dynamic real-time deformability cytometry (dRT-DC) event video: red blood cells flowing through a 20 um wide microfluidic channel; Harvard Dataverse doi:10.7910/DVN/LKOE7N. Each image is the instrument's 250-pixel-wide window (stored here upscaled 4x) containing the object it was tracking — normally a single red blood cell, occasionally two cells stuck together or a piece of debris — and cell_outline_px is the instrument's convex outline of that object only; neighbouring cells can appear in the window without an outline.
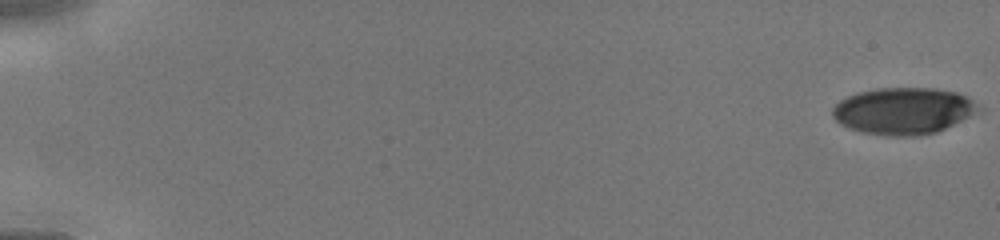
{"species": "human", "species_latin": "Homo sapiens", "temperature_condition": "cold", "stored_images_in_passage": 38, "camera_frame_rate_fps": 3000, "um_per_image_px": 0.085, "donor": {"sex": "male"}, "frame": {"image": 1, "passage_image": 1, "time_ms": 0.0, "image_size_px": [1000, 240], "cell_outline_px": [[984, 108], [980, 112], [936, 132], [920, 136], [888, 136], [864, 132], [840, 124], [832, 116], [832, 108], [840, 100], [848, 96], [860, 92], [876, 88], [936, 88], [956, 92], [968, 96]], "centroid_in_image_um": [76.85, 9.42], "position_along_channel_um": 8.2, "area_um2": 39.94}}
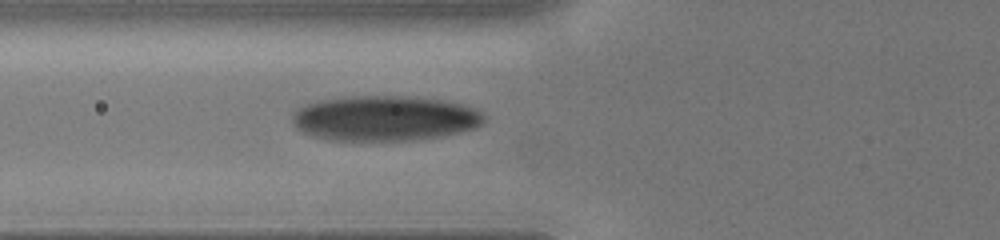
{"frame": {"image": 2, "passage_image": 28, "time_ms": 6.0, "image_size_px": [1000, 240], "cell_outline_px": [[484, 120], [476, 128], [440, 136], [412, 140], [328, 140], [312, 136], [296, 128], [292, 124], [292, 112], [296, 108], [320, 100], [356, 96], [404, 96], [444, 100], [464, 104], [476, 108], [484, 112]], "centroid_in_image_um": [32.7, 10.05], "position_along_channel_um": 93.1, "area_um2": 50.63}}
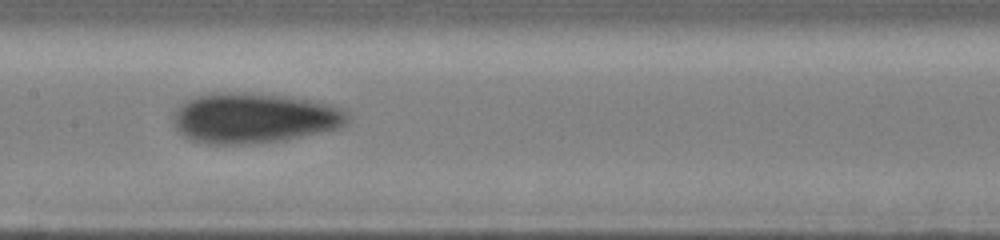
{"frame": {"image": 3, "passage_image": 37, "time_ms": 8.0, "image_size_px": [1000, 240], "cell_outline_px": [[348, 124], [340, 128], [280, 140], [248, 144], [208, 144], [192, 140], [184, 136], [176, 128], [172, 120], [172, 112], [180, 104], [196, 96], [212, 92], [244, 92], [288, 96], [312, 100], [344, 108], [348, 112]], "centroid_in_image_um": [21.57, 10.02], "position_along_channel_um": 185.8, "area_um2": 51.38}}